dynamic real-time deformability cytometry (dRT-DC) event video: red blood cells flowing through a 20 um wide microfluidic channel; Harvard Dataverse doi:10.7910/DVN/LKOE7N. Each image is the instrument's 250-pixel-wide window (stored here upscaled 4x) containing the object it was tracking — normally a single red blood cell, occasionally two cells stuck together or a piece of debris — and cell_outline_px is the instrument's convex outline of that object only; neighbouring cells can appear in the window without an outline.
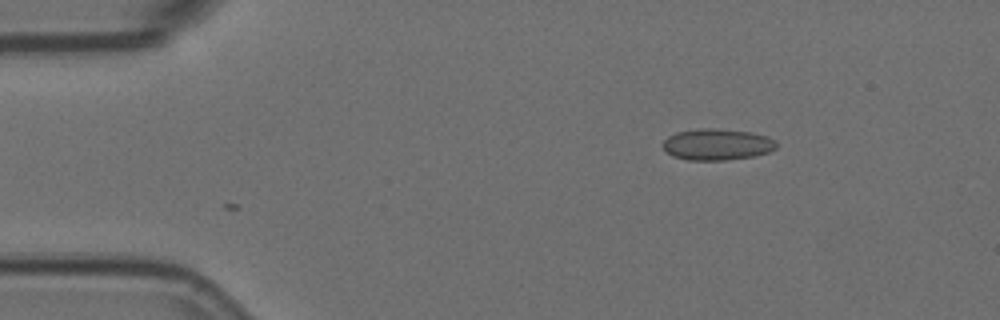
{"species": "Egyptian fruit bat (a non-hibernating species)", "species_latin": "Rousettus aegyptiacus", "temperature_condition": "room temperature", "stored_images_in_passage": 7, "camera_frame_rate_fps": 3000, "um_per_image_px": 0.085, "animal": {"sex": "female"}, "frame": {"image": 1, "passage_image": 7, "time_ms": 2.0, "image_size_px": [1000, 320], "cell_outline_px": [[776, 148], [768, 152], [756, 156], [728, 160], [688, 160], [672, 156], [660, 144], [668, 136], [676, 132], [700, 128], [716, 128], [752, 132], [768, 136], [776, 140]], "centroid_in_image_um": [60.96, 12.27], "position_along_channel_um": 24.0, "area_um2": 21.04}}